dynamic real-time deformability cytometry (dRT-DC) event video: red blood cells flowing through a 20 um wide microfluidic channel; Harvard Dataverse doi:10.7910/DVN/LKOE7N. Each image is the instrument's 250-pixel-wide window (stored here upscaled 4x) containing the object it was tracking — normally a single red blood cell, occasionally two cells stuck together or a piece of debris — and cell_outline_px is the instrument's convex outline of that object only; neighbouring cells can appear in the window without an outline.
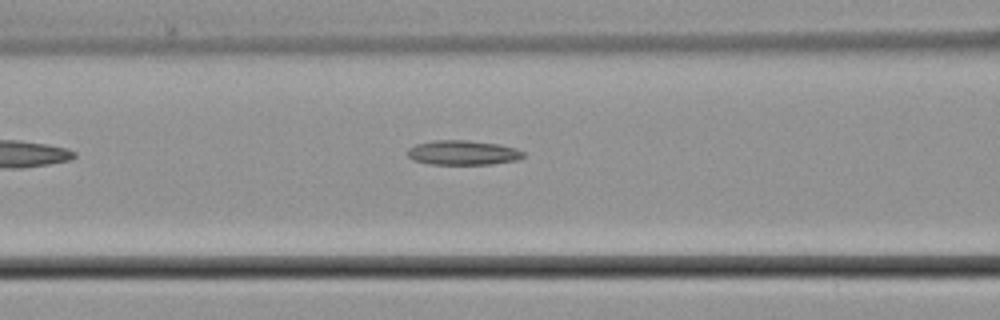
{"species": "common noctule bat (a hibernating species)", "species_latin": "Nyctalus noctula", "temperature_condition": "cold", "stored_images_in_passage": 6, "segment_of_instrument_passage": [1, 3], "camera_frame_rate_fps": 3000, "um_per_image_px": 0.085, "animal": {"sex": "male", "body_mass_g": 21.5, "forearm_length_mm": 52.0}, "frame": {"image": 1, "passage_image": 4, "time_ms": 3.667, "image_size_px": [1000, 320], "cell_outline_px": [[524, 156], [520, 160], [492, 164], [428, 164], [412, 160], [408, 156], [408, 148], [416, 144], [436, 140], [468, 140], [500, 144], [516, 148], [524, 152]], "centroid_in_image_um": [39.37, 12.98], "position_along_channel_um": 127.2, "area_um2": 16.76}}